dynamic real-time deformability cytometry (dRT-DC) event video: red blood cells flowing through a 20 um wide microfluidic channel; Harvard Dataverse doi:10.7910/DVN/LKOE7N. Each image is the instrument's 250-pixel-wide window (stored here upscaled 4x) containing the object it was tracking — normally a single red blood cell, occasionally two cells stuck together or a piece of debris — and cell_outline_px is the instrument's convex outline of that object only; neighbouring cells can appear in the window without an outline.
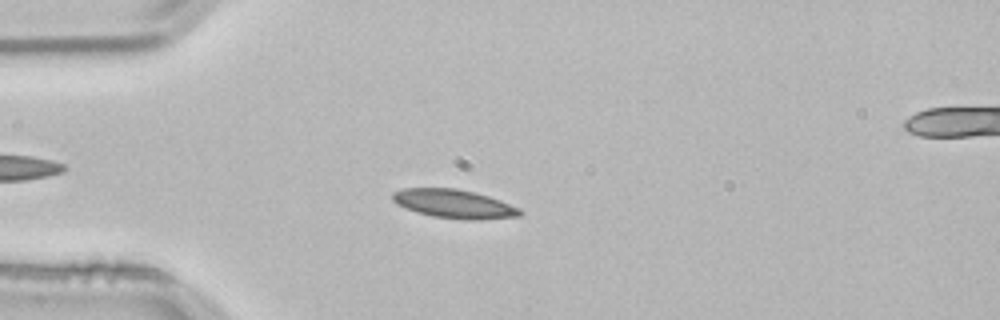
{"species": "common noctule bat (a hibernating species)", "species_latin": "Nyctalus noctula", "temperature_condition": "room temperature", "stored_images_in_passage": 53, "camera_frame_rate_fps": 3000, "um_per_image_px": 0.085, "animal": {"sex": "male", "body_mass_g": 21.5, "forearm_length_mm": 52.0}, "frame": {"image": 1, "passage_image": 14, "time_ms": 4.333, "image_size_px": [1000, 320], "cell_outline_px": [[524, 212], [520, 216], [480, 220], [468, 220], [432, 216], [416, 212], [396, 204], [392, 200], [392, 192], [404, 188], [456, 188], [488, 196], [500, 200], [520, 208]], "centroid_in_image_um": [38.6, 17.33], "position_along_channel_um": 46.4, "area_um2": 21.39}}
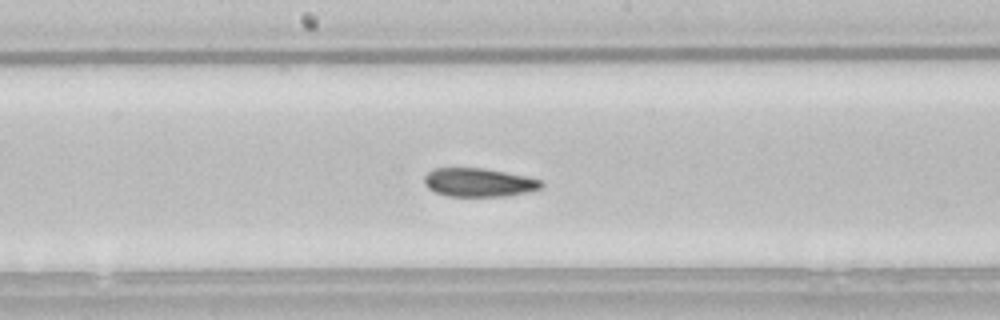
{"frame": {"image": 2, "passage_image": 28, "time_ms": 9.0, "image_size_px": [1000, 320], "cell_outline_px": [[544, 184], [540, 188], [528, 192], [504, 196], [448, 196], [436, 192], [428, 188], [424, 184], [424, 176], [432, 168], [484, 168], [528, 176], [540, 180]], "centroid_in_image_um": [40.69, 15.5], "position_along_channel_um": 207.5, "area_um2": 19.54}}
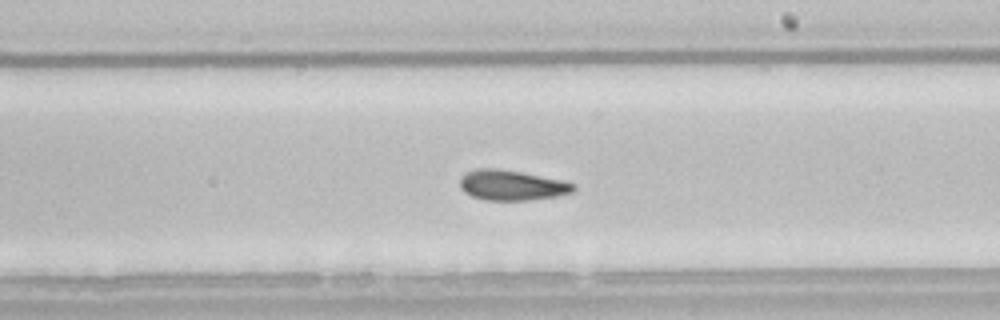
{"frame": {"image": 3, "passage_image": 31, "time_ms": 10.0, "image_size_px": [1000, 320], "cell_outline_px": [[576, 188], [572, 192], [556, 196], [528, 200], [484, 200], [472, 196], [464, 192], [460, 188], [460, 180], [468, 172], [480, 168], [496, 168], [520, 172], [564, 180], [576, 184]], "centroid_in_image_um": [43.53, 15.75], "position_along_channel_um": 245.5, "area_um2": 19.88}, "authors_computed_cell_mechanics": {"area_um2": 19.8832, "velocity_mm_per_s": 3.8131, "shape_relaxation_time_tau1_ms": null, "shape_relaxation_time_tau2_ms": 4.524, "deformation_change_tau1": null, "deformation_change_tau2": 0.0875}}